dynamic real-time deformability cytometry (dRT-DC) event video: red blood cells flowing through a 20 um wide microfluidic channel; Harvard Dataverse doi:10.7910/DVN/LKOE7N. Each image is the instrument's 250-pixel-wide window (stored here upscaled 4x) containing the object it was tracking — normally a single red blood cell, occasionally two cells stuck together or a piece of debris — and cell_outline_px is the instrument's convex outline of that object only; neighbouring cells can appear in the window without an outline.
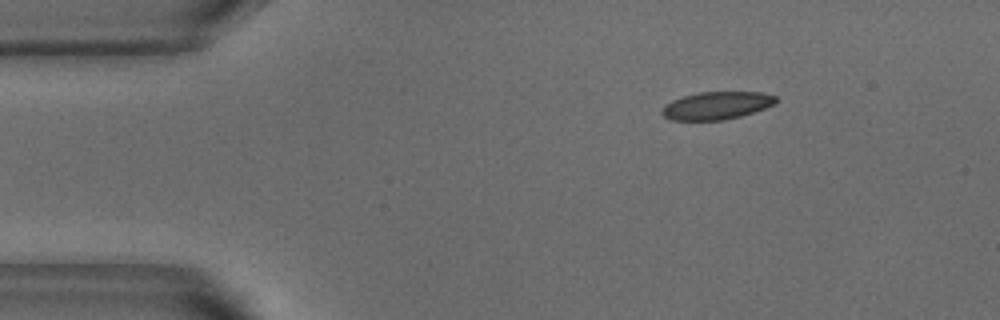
{"species": "common noctule bat (a hibernating species)", "species_latin": "Nyctalus noctula", "temperature_condition": "warm", "stored_images_in_passage": 39, "camera_frame_rate_fps": 3000, "um_per_image_px": 0.085, "animal": {"sex": "male", "body_mass_g": 18.8}, "frame": {"image": 1, "passage_image": 1, "time_ms": 0.0, "image_size_px": [1000, 320], "cell_outline_px": [[776, 100], [772, 104], [764, 108], [740, 116], [724, 120], [672, 120], [664, 116], [660, 112], [672, 100], [696, 92], [760, 92], [776, 96]], "centroid_in_image_um": [60.89, 8.97], "position_along_channel_um": 24.1, "area_um2": 18.09}}
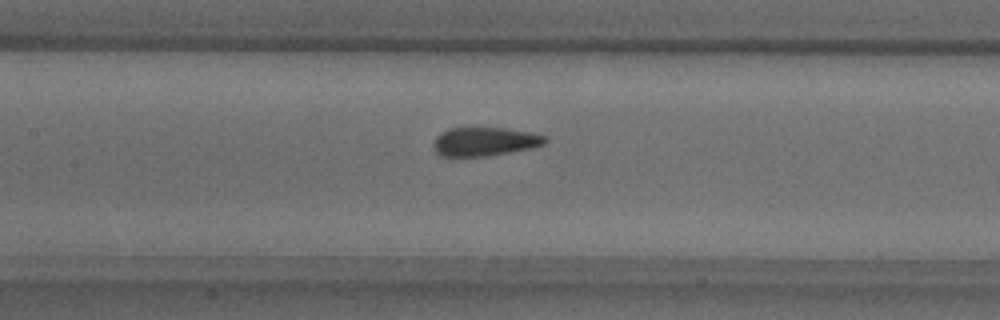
{"frame": {"image": 2, "passage_image": 17, "time_ms": 5.333, "image_size_px": [1000, 320], "cell_outline_px": [[548, 140], [544, 144], [532, 148], [484, 156], [440, 156], [436, 152], [432, 144], [436, 136], [440, 132], [448, 128], [508, 128], [548, 136]], "centroid_in_image_um": [41.19, 12.02], "position_along_channel_um": 166.2, "area_um2": 18.73}}
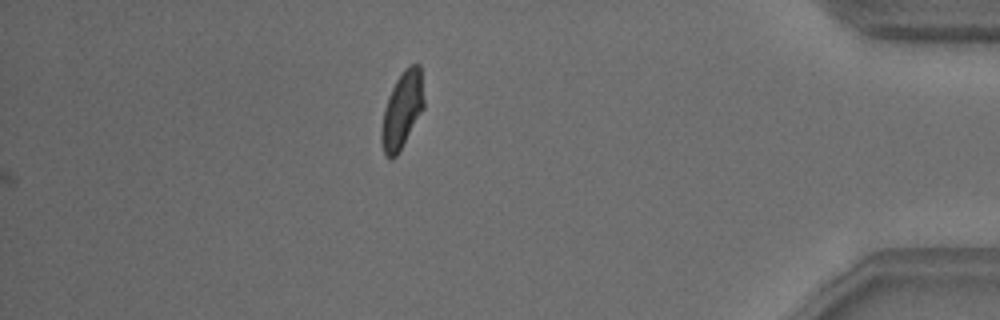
{"frame": {"image": 3, "passage_image": 39, "time_ms": 12.667, "image_size_px": [1000, 320], "cell_outline_px": [[424, 108], [396, 156], [392, 160], [388, 160], [384, 156], [380, 140], [380, 128], [384, 108], [388, 96], [396, 80], [404, 68], [408, 64], [420, 64], [424, 100]], "centroid_in_image_um": [34.15, 9.37], "position_along_channel_um": 401.1, "area_um2": 19.19}, "authors_computed_cell_mechanics": {"area_um2": 19.4208, "velocity_mm_per_s": 3.8041, "shape_relaxation_time_tau1_ms": 9.051, "shape_relaxation_time_tau2_ms": 1.1028, "deformation_change_tau1": 0.1965, "deformation_change_tau2": 0.0499}}